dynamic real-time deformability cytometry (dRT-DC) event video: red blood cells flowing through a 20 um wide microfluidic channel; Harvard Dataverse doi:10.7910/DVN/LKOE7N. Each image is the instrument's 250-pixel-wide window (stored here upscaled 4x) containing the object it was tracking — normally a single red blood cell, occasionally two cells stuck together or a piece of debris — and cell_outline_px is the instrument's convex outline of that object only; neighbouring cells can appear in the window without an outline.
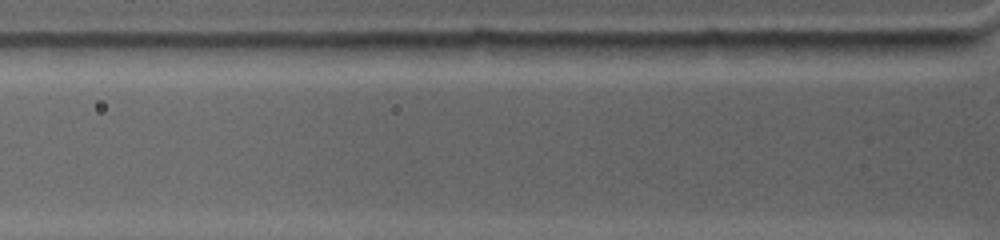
{"species": "common noctule bat (a hibernating species)", "species_latin": "Nyctalus noctula", "temperature_condition": "warm", "stored_images_in_passage": 2, "camera_frame_rate_fps": 4500, "um_per_image_px": 0.085, "animal": {"sex": "female", "body_mass_g": 19.0, "forearm_length_mm": 53.3}, "frame": {"image": 1, "passage_image": 2, "time_ms": 0.222, "image_size_px": [1000, 240], "cell_outline_px": [[980, 40], [976, 44], [968, 48], [916, 56], [888, 60], [820, 52], [820, 40]], "centroid_in_image_um": [75.84, 4.05], "position_along_channel_um": 50.0, "area_um2": 16.42}}